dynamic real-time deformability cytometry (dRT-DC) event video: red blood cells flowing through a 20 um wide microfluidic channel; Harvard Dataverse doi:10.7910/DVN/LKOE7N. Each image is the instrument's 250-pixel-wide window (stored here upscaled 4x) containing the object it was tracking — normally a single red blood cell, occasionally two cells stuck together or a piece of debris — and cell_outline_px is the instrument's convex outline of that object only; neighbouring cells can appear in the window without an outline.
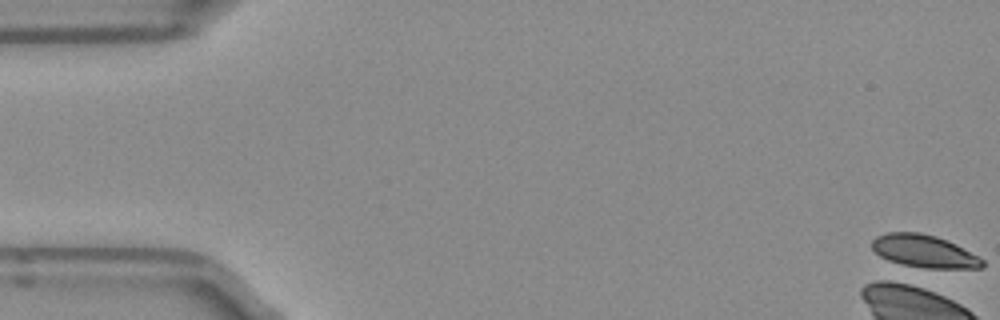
{"species": "Egyptian fruit bat (a non-hibernating species)", "species_latin": "Rousettus aegyptiacus", "temperature_condition": "room temperature", "stored_images_in_passage": 2, "camera_frame_rate_fps": 3000, "um_per_image_px": 0.085, "frame": {"image": 1, "passage_image": 1, "time_ms": 0.0, "image_size_px": [1000, 320], "cell_outline_px": [[984, 268], [924, 268], [904, 264], [888, 260], [880, 256], [872, 248], [872, 240], [876, 236], [888, 232], [920, 232], [936, 236], [956, 244], [984, 260]], "centroid_in_image_um": [78.55, 21.35], "position_along_channel_um": 6.5, "area_um2": 20.87}}